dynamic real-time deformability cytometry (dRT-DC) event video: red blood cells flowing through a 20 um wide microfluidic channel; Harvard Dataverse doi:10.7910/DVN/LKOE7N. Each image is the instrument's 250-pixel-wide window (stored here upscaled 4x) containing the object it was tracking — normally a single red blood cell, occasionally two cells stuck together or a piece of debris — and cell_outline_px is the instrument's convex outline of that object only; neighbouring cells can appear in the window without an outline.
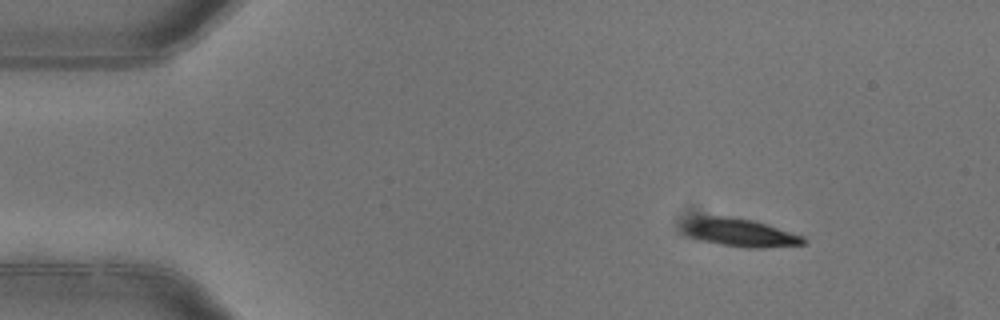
{"species": "common noctule bat (a hibernating species)", "species_latin": "Nyctalus noctula", "temperature_condition": "warm", "stored_images_in_passage": 4, "camera_frame_rate_fps": 3000, "um_per_image_px": 0.085, "animal": {"sex": "female"}, "frame": {"image": 1, "passage_image": 1, "time_ms": 0.0, "image_size_px": [1000, 320], "cell_outline_px": [[808, 240], [804, 244], [764, 248], [744, 248], [720, 244], [704, 240], [692, 236], [684, 228], [684, 224], [700, 216], [728, 216], [756, 220], [804, 236]], "centroid_in_image_um": [63.03, 19.77], "position_along_channel_um": 22.0, "area_um2": 19.42}}
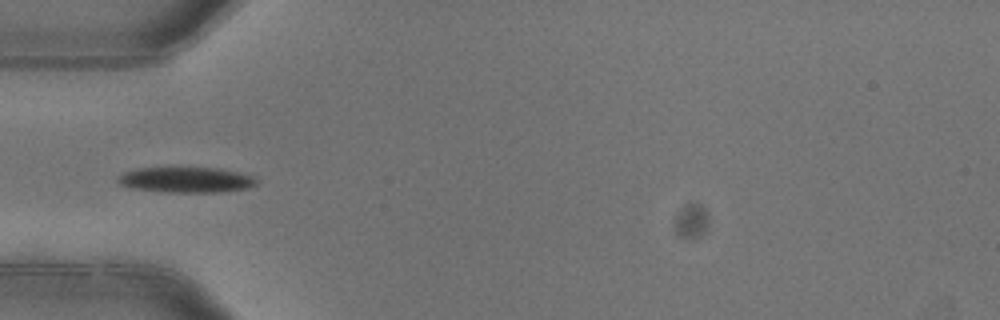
{"frame": {"image": 2, "passage_image": 4, "time_ms": 1.0, "image_size_px": [1000, 320], "cell_outline_px": [[256, 184], [248, 188], [220, 192], [160, 192], [132, 188], [120, 184], [116, 180], [124, 172], [140, 168], [220, 168], [252, 176], [256, 180]], "centroid_in_image_um": [15.8, 15.29], "position_along_channel_um": 69.2, "area_um2": 20.4}}